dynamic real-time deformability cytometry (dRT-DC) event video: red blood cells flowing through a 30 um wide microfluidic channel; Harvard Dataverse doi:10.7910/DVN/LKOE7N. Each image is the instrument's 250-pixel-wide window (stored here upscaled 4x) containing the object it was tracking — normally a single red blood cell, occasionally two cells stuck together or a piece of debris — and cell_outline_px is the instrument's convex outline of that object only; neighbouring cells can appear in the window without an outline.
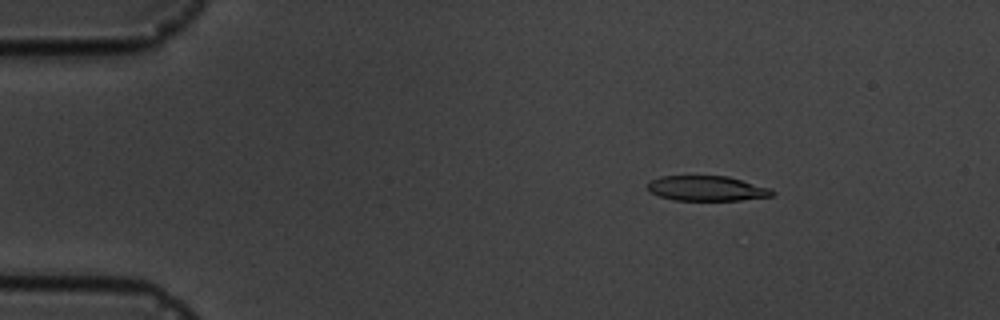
{"species": "common noctule bat (a hibernating species)", "species_latin": "Nyctalus noctula", "temperature_condition": "cold", "stored_images_in_passage": 6, "camera_frame_rate_fps": 3000, "um_per_image_px": 0.085, "animal": {"sex": "male", "body_mass_g": 19.5, "forearm_length_mm": 54.6}, "frame": {"image": 1, "passage_image": 3, "time_ms": 2.333, "image_size_px": [1000, 320], "cell_outline_px": [[776, 192], [772, 196], [740, 200], [672, 200], [660, 196], [652, 192], [648, 188], [648, 184], [652, 180], [660, 176], [728, 176], [772, 188]], "centroid_in_image_um": [60.14, 16.01], "position_along_channel_um": 24.9, "area_um2": 18.15}}
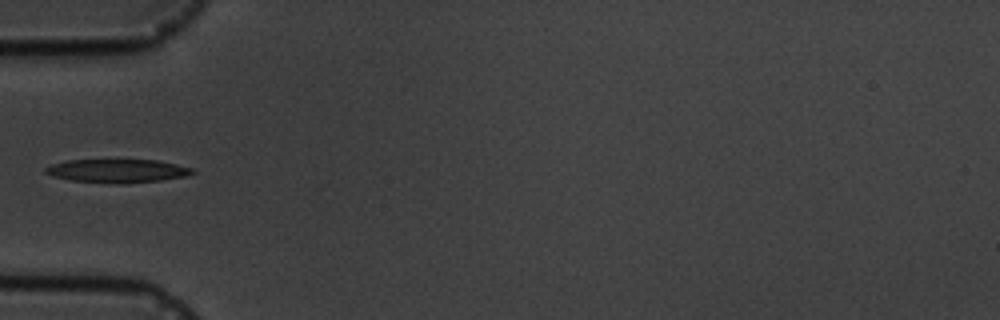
{"frame": {"image": 2, "passage_image": 6, "time_ms": 5.667, "image_size_px": [1000, 320], "cell_outline_px": [[196, 172], [184, 176], [160, 180], [120, 184], [116, 184], [72, 180], [52, 176], [44, 172], [44, 168], [52, 164], [68, 160], [156, 160], [176, 164], [192, 168]], "centroid_in_image_um": [9.95, 14.52], "position_along_channel_um": 75.1, "area_um2": 19.94}}